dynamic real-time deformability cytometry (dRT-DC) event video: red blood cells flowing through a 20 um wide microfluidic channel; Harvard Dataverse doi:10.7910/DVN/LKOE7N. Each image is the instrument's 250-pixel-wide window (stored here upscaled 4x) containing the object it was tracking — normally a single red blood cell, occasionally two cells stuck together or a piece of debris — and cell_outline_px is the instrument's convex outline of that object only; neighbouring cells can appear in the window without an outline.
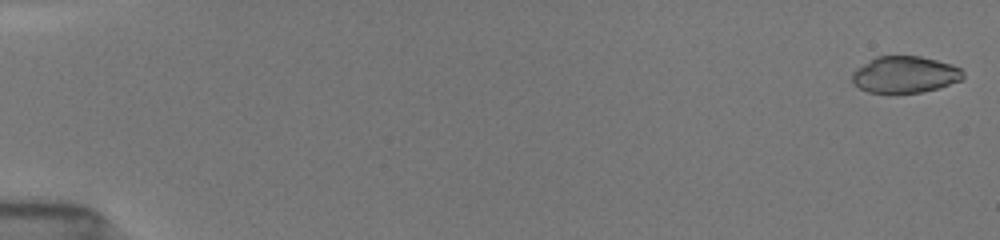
{"species": "common noctule bat (a hibernating species)", "species_latin": "Nyctalus noctula", "temperature_condition": "room temperature", "stored_images_in_passage": 53, "camera_frame_rate_fps": 3000, "um_per_image_px": 0.085, "animal": {"sex": "female", "body_mass_g": 19.5, "forearm_length_mm": 54.1}, "frame": {"image": 1, "passage_image": 1, "time_ms": 0.0, "image_size_px": [1000, 240], "cell_outline_px": [[964, 76], [960, 80], [940, 88], [920, 92], [868, 92], [860, 88], [852, 80], [852, 72], [856, 68], [876, 56], [920, 56], [952, 64], [960, 68], [964, 72]], "centroid_in_image_um": [76.93, 6.32], "position_along_channel_um": 8.1, "area_um2": 23.52}}
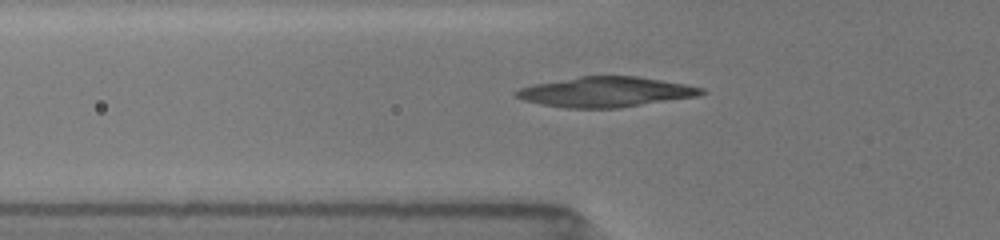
{"frame": {"image": 2, "passage_image": 19, "time_ms": 6.0, "image_size_px": [1000, 240], "cell_outline_px": [[708, 92], [696, 96], [620, 108], [564, 108], [540, 104], [524, 100], [516, 96], [512, 92], [520, 88], [532, 84], [580, 76], [636, 76], [684, 84], [704, 88]], "centroid_in_image_um": [51.46, 7.82], "position_along_channel_um": 74.3, "area_um2": 32.48}}
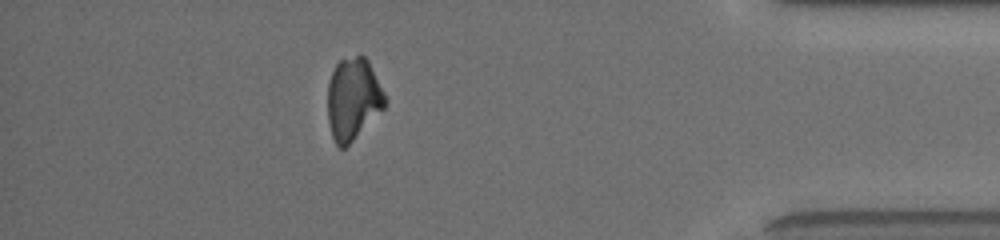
{"frame": {"image": 3, "passage_image": 47, "time_ms": 15.333, "image_size_px": [1000, 240], "cell_outline_px": [[388, 100], [384, 108], [344, 148], [340, 148], [336, 144], [332, 136], [328, 120], [328, 84], [332, 72], [336, 64], [340, 60], [360, 52], [368, 60]], "centroid_in_image_um": [30.02, 8.36], "position_along_channel_um": 405.2, "area_um2": 27.34}, "authors_computed_cell_mechanics": {"area_um2": 29.0156, "velocity_mm_per_s": 3.9402, "shape_relaxation_time_tau1_ms": 8.8051, "shape_relaxation_time_tau2_ms": null, "deformation_change_tau1": 0.184, "deformation_change_tau2": null}}